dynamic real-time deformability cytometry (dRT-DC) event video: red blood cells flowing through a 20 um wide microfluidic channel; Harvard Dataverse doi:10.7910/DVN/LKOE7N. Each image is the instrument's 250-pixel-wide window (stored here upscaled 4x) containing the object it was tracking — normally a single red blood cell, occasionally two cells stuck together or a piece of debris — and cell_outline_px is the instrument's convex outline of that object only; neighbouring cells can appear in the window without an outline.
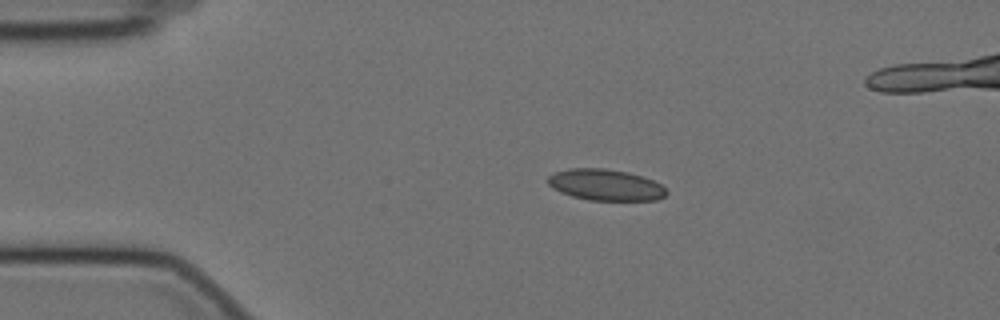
{"species": "Egyptian fruit bat (a non-hibernating species)", "species_latin": "Rousettus aegyptiacus", "temperature_condition": "cold", "stored_images_in_passage": 50, "camera_frame_rate_fps": 3000, "um_per_image_px": 0.085, "animal": {"sex": "female"}, "frame": {"image": 1, "passage_image": 11, "time_ms": 3.333, "image_size_px": [1000, 320], "cell_outline_px": [[668, 192], [664, 196], [656, 200], [588, 200], [572, 196], [560, 192], [552, 188], [548, 184], [548, 176], [556, 172], [568, 168], [604, 168], [628, 172], [644, 176], [660, 184]], "centroid_in_image_um": [51.46, 15.71], "position_along_channel_um": 33.5, "area_um2": 21.62}}
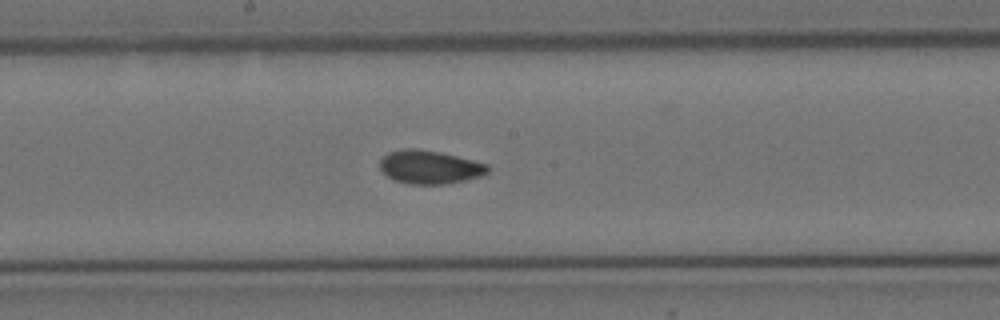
{"frame": {"image": 2, "passage_image": 30, "time_ms": 9.667, "image_size_px": [1000, 320], "cell_outline_px": [[488, 172], [480, 176], [464, 180], [444, 184], [412, 184], [396, 180], [388, 176], [380, 168], [380, 160], [388, 152], [400, 148], [416, 148], [440, 152], [488, 164]], "centroid_in_image_um": [36.5, 14.18], "position_along_channel_um": 211.7, "area_um2": 20.81}}
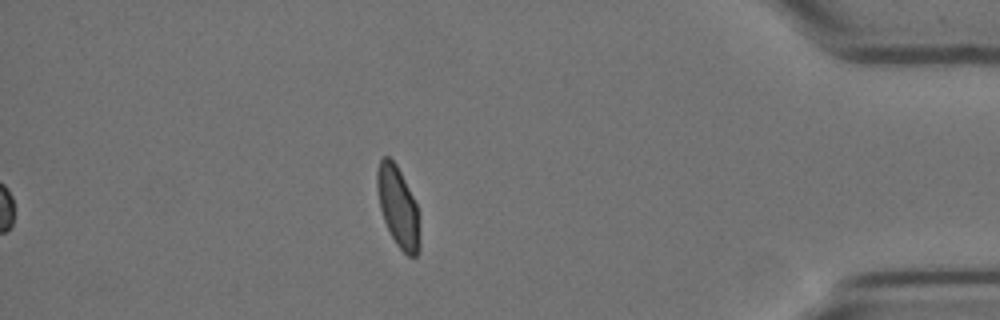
{"frame": {"image": 3, "passage_image": 50, "time_ms": 16.333, "image_size_px": [1000, 320], "cell_outline_px": [[420, 248], [416, 256], [408, 256], [396, 244], [384, 220], [380, 208], [376, 184], [376, 172], [380, 160], [384, 156], [388, 156], [396, 164], [416, 204], [420, 236]], "centroid_in_image_um": [33.82, 17.59], "position_along_channel_um": 401.4, "area_um2": 19.65}, "authors_computed_cell_mechanics": {"area_um2": 20.9525, "velocity_mm_per_s": 3.4655, "shape_relaxation_time_tau1_ms": 10.2432, "shape_relaxation_time_tau2_ms": 1.124, "deformation_change_tau1": 0.1624, "deformation_change_tau2": 0.0554}}